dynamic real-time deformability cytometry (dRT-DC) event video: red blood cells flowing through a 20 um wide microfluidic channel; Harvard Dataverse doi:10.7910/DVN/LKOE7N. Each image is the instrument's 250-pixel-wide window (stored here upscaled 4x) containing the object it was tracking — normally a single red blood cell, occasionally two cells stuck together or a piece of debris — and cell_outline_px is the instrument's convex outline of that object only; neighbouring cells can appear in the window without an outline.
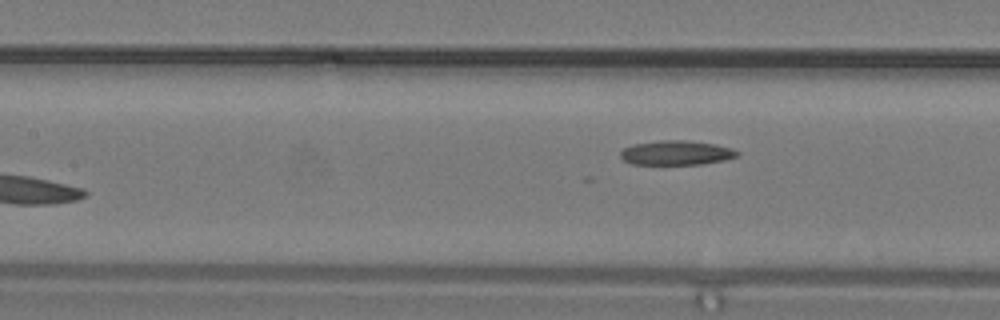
{"species": "common noctule bat (a hibernating species)", "species_latin": "Nyctalus noctula", "temperature_condition": "warm", "stored_images_in_passage": 10, "segment_of_instrument_passage": [2, 2], "camera_frame_rate_fps": 3000, "um_per_image_px": 0.085, "animal": {"sex": "male", "body_mass_g": 19.2, "forearm_length_mm": 51.8}, "frame": {"image": 1, "passage_image": 10, "time_ms": 3.0, "image_size_px": [1000, 320], "cell_outline_px": [[740, 156], [724, 160], [700, 164], [632, 164], [624, 160], [620, 156], [620, 152], [624, 148], [632, 144], [660, 140], [684, 140], [716, 144], [732, 148], [740, 152]], "centroid_in_image_um": [57.51, 12.98], "position_along_channel_um": 149.9, "area_um2": 16.7}}